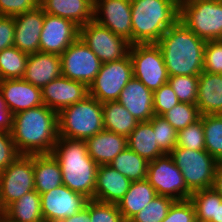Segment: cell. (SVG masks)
Instances as JSON below:
<instances>
[{
  "label": "cell",
  "mask_w": 222,
  "mask_h": 222,
  "mask_svg": "<svg viewBox=\"0 0 222 222\" xmlns=\"http://www.w3.org/2000/svg\"><path fill=\"white\" fill-rule=\"evenodd\" d=\"M12 140L20 155L51 154L58 140V113L41 105L13 115Z\"/></svg>",
  "instance_id": "1"
},
{
  "label": "cell",
  "mask_w": 222,
  "mask_h": 222,
  "mask_svg": "<svg viewBox=\"0 0 222 222\" xmlns=\"http://www.w3.org/2000/svg\"><path fill=\"white\" fill-rule=\"evenodd\" d=\"M163 54L168 76H199L204 66L206 41L180 20L157 42Z\"/></svg>",
  "instance_id": "2"
},
{
  "label": "cell",
  "mask_w": 222,
  "mask_h": 222,
  "mask_svg": "<svg viewBox=\"0 0 222 222\" xmlns=\"http://www.w3.org/2000/svg\"><path fill=\"white\" fill-rule=\"evenodd\" d=\"M51 154L60 165L63 184L94 199L98 164L89 156L85 140L58 137Z\"/></svg>",
  "instance_id": "3"
},
{
  "label": "cell",
  "mask_w": 222,
  "mask_h": 222,
  "mask_svg": "<svg viewBox=\"0 0 222 222\" xmlns=\"http://www.w3.org/2000/svg\"><path fill=\"white\" fill-rule=\"evenodd\" d=\"M179 0H131L132 45L157 43L179 20Z\"/></svg>",
  "instance_id": "4"
},
{
  "label": "cell",
  "mask_w": 222,
  "mask_h": 222,
  "mask_svg": "<svg viewBox=\"0 0 222 222\" xmlns=\"http://www.w3.org/2000/svg\"><path fill=\"white\" fill-rule=\"evenodd\" d=\"M103 130L102 103L90 95L58 113L59 137L86 140Z\"/></svg>",
  "instance_id": "5"
},
{
  "label": "cell",
  "mask_w": 222,
  "mask_h": 222,
  "mask_svg": "<svg viewBox=\"0 0 222 222\" xmlns=\"http://www.w3.org/2000/svg\"><path fill=\"white\" fill-rule=\"evenodd\" d=\"M179 20L199 38L222 36V3L217 0H180Z\"/></svg>",
  "instance_id": "6"
},
{
  "label": "cell",
  "mask_w": 222,
  "mask_h": 222,
  "mask_svg": "<svg viewBox=\"0 0 222 222\" xmlns=\"http://www.w3.org/2000/svg\"><path fill=\"white\" fill-rule=\"evenodd\" d=\"M170 155L192 193L213 187L215 170L219 162L206 150L194 151L175 147Z\"/></svg>",
  "instance_id": "7"
},
{
  "label": "cell",
  "mask_w": 222,
  "mask_h": 222,
  "mask_svg": "<svg viewBox=\"0 0 222 222\" xmlns=\"http://www.w3.org/2000/svg\"><path fill=\"white\" fill-rule=\"evenodd\" d=\"M129 56L133 66V77L140 80L152 92L168 83V73L163 54L157 43L134 44Z\"/></svg>",
  "instance_id": "8"
},
{
  "label": "cell",
  "mask_w": 222,
  "mask_h": 222,
  "mask_svg": "<svg viewBox=\"0 0 222 222\" xmlns=\"http://www.w3.org/2000/svg\"><path fill=\"white\" fill-rule=\"evenodd\" d=\"M32 190H35L33 155H20L0 172V207L4 211Z\"/></svg>",
  "instance_id": "9"
},
{
  "label": "cell",
  "mask_w": 222,
  "mask_h": 222,
  "mask_svg": "<svg viewBox=\"0 0 222 222\" xmlns=\"http://www.w3.org/2000/svg\"><path fill=\"white\" fill-rule=\"evenodd\" d=\"M132 78L133 66L129 54L120 60L102 63L89 86V95L101 103L117 101L120 92Z\"/></svg>",
  "instance_id": "10"
},
{
  "label": "cell",
  "mask_w": 222,
  "mask_h": 222,
  "mask_svg": "<svg viewBox=\"0 0 222 222\" xmlns=\"http://www.w3.org/2000/svg\"><path fill=\"white\" fill-rule=\"evenodd\" d=\"M79 38L102 63L120 60L129 54L131 43L110 29L90 21L79 27Z\"/></svg>",
  "instance_id": "11"
},
{
  "label": "cell",
  "mask_w": 222,
  "mask_h": 222,
  "mask_svg": "<svg viewBox=\"0 0 222 222\" xmlns=\"http://www.w3.org/2000/svg\"><path fill=\"white\" fill-rule=\"evenodd\" d=\"M157 195L174 200L190 199L192 192L187 188L181 170L170 154H164L149 162L147 178Z\"/></svg>",
  "instance_id": "12"
},
{
  "label": "cell",
  "mask_w": 222,
  "mask_h": 222,
  "mask_svg": "<svg viewBox=\"0 0 222 222\" xmlns=\"http://www.w3.org/2000/svg\"><path fill=\"white\" fill-rule=\"evenodd\" d=\"M62 76L84 83L88 88L100 71L102 62L78 38L61 55Z\"/></svg>",
  "instance_id": "13"
},
{
  "label": "cell",
  "mask_w": 222,
  "mask_h": 222,
  "mask_svg": "<svg viewBox=\"0 0 222 222\" xmlns=\"http://www.w3.org/2000/svg\"><path fill=\"white\" fill-rule=\"evenodd\" d=\"M40 197L44 222H61L66 217L81 211L89 200L64 184L40 194Z\"/></svg>",
  "instance_id": "14"
},
{
  "label": "cell",
  "mask_w": 222,
  "mask_h": 222,
  "mask_svg": "<svg viewBox=\"0 0 222 222\" xmlns=\"http://www.w3.org/2000/svg\"><path fill=\"white\" fill-rule=\"evenodd\" d=\"M79 38V26L73 21L45 13L39 52L61 55Z\"/></svg>",
  "instance_id": "15"
},
{
  "label": "cell",
  "mask_w": 222,
  "mask_h": 222,
  "mask_svg": "<svg viewBox=\"0 0 222 222\" xmlns=\"http://www.w3.org/2000/svg\"><path fill=\"white\" fill-rule=\"evenodd\" d=\"M93 20L132 45L131 0H94Z\"/></svg>",
  "instance_id": "16"
},
{
  "label": "cell",
  "mask_w": 222,
  "mask_h": 222,
  "mask_svg": "<svg viewBox=\"0 0 222 222\" xmlns=\"http://www.w3.org/2000/svg\"><path fill=\"white\" fill-rule=\"evenodd\" d=\"M44 105L59 113L89 95V88L81 82L60 76L42 89Z\"/></svg>",
  "instance_id": "17"
},
{
  "label": "cell",
  "mask_w": 222,
  "mask_h": 222,
  "mask_svg": "<svg viewBox=\"0 0 222 222\" xmlns=\"http://www.w3.org/2000/svg\"><path fill=\"white\" fill-rule=\"evenodd\" d=\"M0 91L7 109L13 115L44 104L41 88L23 78L0 80Z\"/></svg>",
  "instance_id": "18"
},
{
  "label": "cell",
  "mask_w": 222,
  "mask_h": 222,
  "mask_svg": "<svg viewBox=\"0 0 222 222\" xmlns=\"http://www.w3.org/2000/svg\"><path fill=\"white\" fill-rule=\"evenodd\" d=\"M45 12L37 8L14 17L15 31L13 45L27 54L39 52L40 35Z\"/></svg>",
  "instance_id": "19"
},
{
  "label": "cell",
  "mask_w": 222,
  "mask_h": 222,
  "mask_svg": "<svg viewBox=\"0 0 222 222\" xmlns=\"http://www.w3.org/2000/svg\"><path fill=\"white\" fill-rule=\"evenodd\" d=\"M153 92L133 77L120 92L118 102L139 122L150 121L154 116Z\"/></svg>",
  "instance_id": "20"
},
{
  "label": "cell",
  "mask_w": 222,
  "mask_h": 222,
  "mask_svg": "<svg viewBox=\"0 0 222 222\" xmlns=\"http://www.w3.org/2000/svg\"><path fill=\"white\" fill-rule=\"evenodd\" d=\"M131 181L110 165H98L94 200L117 204L130 187Z\"/></svg>",
  "instance_id": "21"
},
{
  "label": "cell",
  "mask_w": 222,
  "mask_h": 222,
  "mask_svg": "<svg viewBox=\"0 0 222 222\" xmlns=\"http://www.w3.org/2000/svg\"><path fill=\"white\" fill-rule=\"evenodd\" d=\"M60 76H62V67L59 55L43 52L29 54L23 76L25 81L42 89Z\"/></svg>",
  "instance_id": "22"
},
{
  "label": "cell",
  "mask_w": 222,
  "mask_h": 222,
  "mask_svg": "<svg viewBox=\"0 0 222 222\" xmlns=\"http://www.w3.org/2000/svg\"><path fill=\"white\" fill-rule=\"evenodd\" d=\"M45 13L73 21L81 27L94 19V0H39Z\"/></svg>",
  "instance_id": "23"
},
{
  "label": "cell",
  "mask_w": 222,
  "mask_h": 222,
  "mask_svg": "<svg viewBox=\"0 0 222 222\" xmlns=\"http://www.w3.org/2000/svg\"><path fill=\"white\" fill-rule=\"evenodd\" d=\"M89 156L98 165H109L128 147L127 137L104 129L85 140Z\"/></svg>",
  "instance_id": "24"
},
{
  "label": "cell",
  "mask_w": 222,
  "mask_h": 222,
  "mask_svg": "<svg viewBox=\"0 0 222 222\" xmlns=\"http://www.w3.org/2000/svg\"><path fill=\"white\" fill-rule=\"evenodd\" d=\"M196 105L201 115L222 114V74L202 71Z\"/></svg>",
  "instance_id": "25"
},
{
  "label": "cell",
  "mask_w": 222,
  "mask_h": 222,
  "mask_svg": "<svg viewBox=\"0 0 222 222\" xmlns=\"http://www.w3.org/2000/svg\"><path fill=\"white\" fill-rule=\"evenodd\" d=\"M157 195L147 179L131 182L124 197L117 203L121 216L128 222Z\"/></svg>",
  "instance_id": "26"
},
{
  "label": "cell",
  "mask_w": 222,
  "mask_h": 222,
  "mask_svg": "<svg viewBox=\"0 0 222 222\" xmlns=\"http://www.w3.org/2000/svg\"><path fill=\"white\" fill-rule=\"evenodd\" d=\"M35 190L39 194L63 184L58 161L52 154L33 155Z\"/></svg>",
  "instance_id": "27"
},
{
  "label": "cell",
  "mask_w": 222,
  "mask_h": 222,
  "mask_svg": "<svg viewBox=\"0 0 222 222\" xmlns=\"http://www.w3.org/2000/svg\"><path fill=\"white\" fill-rule=\"evenodd\" d=\"M128 147L148 162L154 161L165 153L156 142L152 124L149 121L139 122L127 137Z\"/></svg>",
  "instance_id": "28"
},
{
  "label": "cell",
  "mask_w": 222,
  "mask_h": 222,
  "mask_svg": "<svg viewBox=\"0 0 222 222\" xmlns=\"http://www.w3.org/2000/svg\"><path fill=\"white\" fill-rule=\"evenodd\" d=\"M3 215L12 222H44L40 194L36 190L25 193L8 206Z\"/></svg>",
  "instance_id": "29"
},
{
  "label": "cell",
  "mask_w": 222,
  "mask_h": 222,
  "mask_svg": "<svg viewBox=\"0 0 222 222\" xmlns=\"http://www.w3.org/2000/svg\"><path fill=\"white\" fill-rule=\"evenodd\" d=\"M104 129L128 137L139 121L118 101L102 103Z\"/></svg>",
  "instance_id": "30"
},
{
  "label": "cell",
  "mask_w": 222,
  "mask_h": 222,
  "mask_svg": "<svg viewBox=\"0 0 222 222\" xmlns=\"http://www.w3.org/2000/svg\"><path fill=\"white\" fill-rule=\"evenodd\" d=\"M148 164L146 159L127 147L109 165L134 182L147 178Z\"/></svg>",
  "instance_id": "31"
},
{
  "label": "cell",
  "mask_w": 222,
  "mask_h": 222,
  "mask_svg": "<svg viewBox=\"0 0 222 222\" xmlns=\"http://www.w3.org/2000/svg\"><path fill=\"white\" fill-rule=\"evenodd\" d=\"M29 54L20 51L15 46L0 52V80L22 79Z\"/></svg>",
  "instance_id": "32"
},
{
  "label": "cell",
  "mask_w": 222,
  "mask_h": 222,
  "mask_svg": "<svg viewBox=\"0 0 222 222\" xmlns=\"http://www.w3.org/2000/svg\"><path fill=\"white\" fill-rule=\"evenodd\" d=\"M205 150L222 162V114L202 115Z\"/></svg>",
  "instance_id": "33"
},
{
  "label": "cell",
  "mask_w": 222,
  "mask_h": 222,
  "mask_svg": "<svg viewBox=\"0 0 222 222\" xmlns=\"http://www.w3.org/2000/svg\"><path fill=\"white\" fill-rule=\"evenodd\" d=\"M175 200L173 198L156 195L139 213L128 222H161Z\"/></svg>",
  "instance_id": "34"
},
{
  "label": "cell",
  "mask_w": 222,
  "mask_h": 222,
  "mask_svg": "<svg viewBox=\"0 0 222 222\" xmlns=\"http://www.w3.org/2000/svg\"><path fill=\"white\" fill-rule=\"evenodd\" d=\"M178 132L188 125L195 123L201 117L197 105L179 102L162 115Z\"/></svg>",
  "instance_id": "35"
},
{
  "label": "cell",
  "mask_w": 222,
  "mask_h": 222,
  "mask_svg": "<svg viewBox=\"0 0 222 222\" xmlns=\"http://www.w3.org/2000/svg\"><path fill=\"white\" fill-rule=\"evenodd\" d=\"M149 122L152 124L158 146L165 154H170L176 147L178 132L162 116L154 115Z\"/></svg>",
  "instance_id": "36"
},
{
  "label": "cell",
  "mask_w": 222,
  "mask_h": 222,
  "mask_svg": "<svg viewBox=\"0 0 222 222\" xmlns=\"http://www.w3.org/2000/svg\"><path fill=\"white\" fill-rule=\"evenodd\" d=\"M168 83L180 102L196 105L198 76H171Z\"/></svg>",
  "instance_id": "37"
},
{
  "label": "cell",
  "mask_w": 222,
  "mask_h": 222,
  "mask_svg": "<svg viewBox=\"0 0 222 222\" xmlns=\"http://www.w3.org/2000/svg\"><path fill=\"white\" fill-rule=\"evenodd\" d=\"M190 200L197 218L211 221L215 217L216 190L213 187L193 192Z\"/></svg>",
  "instance_id": "38"
},
{
  "label": "cell",
  "mask_w": 222,
  "mask_h": 222,
  "mask_svg": "<svg viewBox=\"0 0 222 222\" xmlns=\"http://www.w3.org/2000/svg\"><path fill=\"white\" fill-rule=\"evenodd\" d=\"M176 147L190 150H205V135L202 115L198 121L178 131Z\"/></svg>",
  "instance_id": "39"
},
{
  "label": "cell",
  "mask_w": 222,
  "mask_h": 222,
  "mask_svg": "<svg viewBox=\"0 0 222 222\" xmlns=\"http://www.w3.org/2000/svg\"><path fill=\"white\" fill-rule=\"evenodd\" d=\"M91 222H125L117 204L89 200Z\"/></svg>",
  "instance_id": "40"
},
{
  "label": "cell",
  "mask_w": 222,
  "mask_h": 222,
  "mask_svg": "<svg viewBox=\"0 0 222 222\" xmlns=\"http://www.w3.org/2000/svg\"><path fill=\"white\" fill-rule=\"evenodd\" d=\"M203 71L222 74V42L220 40L206 41Z\"/></svg>",
  "instance_id": "41"
},
{
  "label": "cell",
  "mask_w": 222,
  "mask_h": 222,
  "mask_svg": "<svg viewBox=\"0 0 222 222\" xmlns=\"http://www.w3.org/2000/svg\"><path fill=\"white\" fill-rule=\"evenodd\" d=\"M153 99L154 115L158 116H162L180 102L169 83L154 91Z\"/></svg>",
  "instance_id": "42"
},
{
  "label": "cell",
  "mask_w": 222,
  "mask_h": 222,
  "mask_svg": "<svg viewBox=\"0 0 222 222\" xmlns=\"http://www.w3.org/2000/svg\"><path fill=\"white\" fill-rule=\"evenodd\" d=\"M195 208L190 199L175 200L161 222H193Z\"/></svg>",
  "instance_id": "43"
},
{
  "label": "cell",
  "mask_w": 222,
  "mask_h": 222,
  "mask_svg": "<svg viewBox=\"0 0 222 222\" xmlns=\"http://www.w3.org/2000/svg\"><path fill=\"white\" fill-rule=\"evenodd\" d=\"M18 156L11 132L0 130V172L4 171Z\"/></svg>",
  "instance_id": "44"
},
{
  "label": "cell",
  "mask_w": 222,
  "mask_h": 222,
  "mask_svg": "<svg viewBox=\"0 0 222 222\" xmlns=\"http://www.w3.org/2000/svg\"><path fill=\"white\" fill-rule=\"evenodd\" d=\"M39 6V0H0V16L15 17Z\"/></svg>",
  "instance_id": "45"
},
{
  "label": "cell",
  "mask_w": 222,
  "mask_h": 222,
  "mask_svg": "<svg viewBox=\"0 0 222 222\" xmlns=\"http://www.w3.org/2000/svg\"><path fill=\"white\" fill-rule=\"evenodd\" d=\"M14 31V17L0 16V52L14 46Z\"/></svg>",
  "instance_id": "46"
},
{
  "label": "cell",
  "mask_w": 222,
  "mask_h": 222,
  "mask_svg": "<svg viewBox=\"0 0 222 222\" xmlns=\"http://www.w3.org/2000/svg\"><path fill=\"white\" fill-rule=\"evenodd\" d=\"M13 114L7 107H0V130L11 132Z\"/></svg>",
  "instance_id": "47"
},
{
  "label": "cell",
  "mask_w": 222,
  "mask_h": 222,
  "mask_svg": "<svg viewBox=\"0 0 222 222\" xmlns=\"http://www.w3.org/2000/svg\"><path fill=\"white\" fill-rule=\"evenodd\" d=\"M61 222H91L89 214V200L86 206L79 212L70 217H66Z\"/></svg>",
  "instance_id": "48"
},
{
  "label": "cell",
  "mask_w": 222,
  "mask_h": 222,
  "mask_svg": "<svg viewBox=\"0 0 222 222\" xmlns=\"http://www.w3.org/2000/svg\"><path fill=\"white\" fill-rule=\"evenodd\" d=\"M213 188L222 197V162H219L216 167Z\"/></svg>",
  "instance_id": "49"
},
{
  "label": "cell",
  "mask_w": 222,
  "mask_h": 222,
  "mask_svg": "<svg viewBox=\"0 0 222 222\" xmlns=\"http://www.w3.org/2000/svg\"><path fill=\"white\" fill-rule=\"evenodd\" d=\"M211 222H222V197L217 191L215 217L212 218Z\"/></svg>",
  "instance_id": "50"
},
{
  "label": "cell",
  "mask_w": 222,
  "mask_h": 222,
  "mask_svg": "<svg viewBox=\"0 0 222 222\" xmlns=\"http://www.w3.org/2000/svg\"><path fill=\"white\" fill-rule=\"evenodd\" d=\"M0 107H6V104H5V101L3 99L1 91H0Z\"/></svg>",
  "instance_id": "51"
},
{
  "label": "cell",
  "mask_w": 222,
  "mask_h": 222,
  "mask_svg": "<svg viewBox=\"0 0 222 222\" xmlns=\"http://www.w3.org/2000/svg\"><path fill=\"white\" fill-rule=\"evenodd\" d=\"M193 222H211V221H209V220H202V219H199V218L195 217Z\"/></svg>",
  "instance_id": "52"
},
{
  "label": "cell",
  "mask_w": 222,
  "mask_h": 222,
  "mask_svg": "<svg viewBox=\"0 0 222 222\" xmlns=\"http://www.w3.org/2000/svg\"><path fill=\"white\" fill-rule=\"evenodd\" d=\"M0 222H12L8 220L4 215L0 218Z\"/></svg>",
  "instance_id": "53"
},
{
  "label": "cell",
  "mask_w": 222,
  "mask_h": 222,
  "mask_svg": "<svg viewBox=\"0 0 222 222\" xmlns=\"http://www.w3.org/2000/svg\"><path fill=\"white\" fill-rule=\"evenodd\" d=\"M3 216V210L2 208L0 207V218Z\"/></svg>",
  "instance_id": "54"
}]
</instances>
